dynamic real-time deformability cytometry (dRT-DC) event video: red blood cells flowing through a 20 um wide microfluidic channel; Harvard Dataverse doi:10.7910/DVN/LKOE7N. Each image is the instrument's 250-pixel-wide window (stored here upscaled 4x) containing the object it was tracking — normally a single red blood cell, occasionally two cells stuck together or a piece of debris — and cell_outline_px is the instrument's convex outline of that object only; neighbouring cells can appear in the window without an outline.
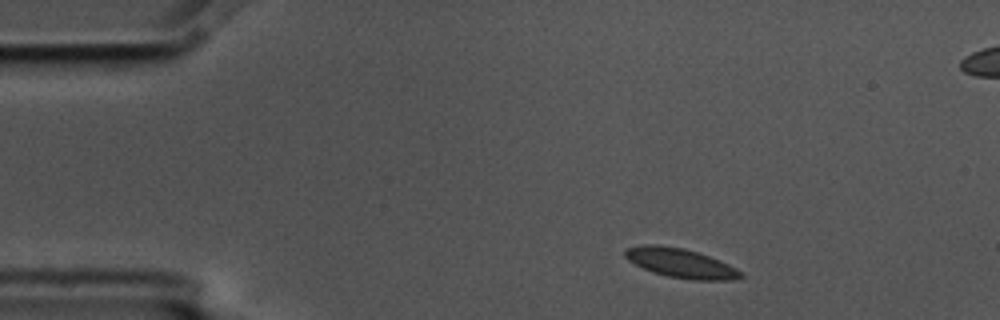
{"species": "common noctule bat (a hibernating species)", "species_latin": "Nyctalus noctula", "temperature_condition": "cold", "stored_images_in_passage": 3, "camera_frame_rate_fps": 3000, "um_per_image_px": 0.085, "animal": {"sex": "male", "body_mass_g": 17.5, "forearm_length_mm": 52.3}, "frame": {"image": 1, "passage_image": 1, "time_ms": 0.0, "image_size_px": [1000, 320], "cell_outline_px": [[744, 276], [732, 280], [692, 280], [668, 276], [652, 272], [628, 260], [624, 256], [624, 248], [640, 244], [660, 244], [684, 248], [720, 260], [744, 272]], "centroid_in_image_um": [57.84, 22.35], "position_along_channel_um": 27.2, "area_um2": 19.94}}